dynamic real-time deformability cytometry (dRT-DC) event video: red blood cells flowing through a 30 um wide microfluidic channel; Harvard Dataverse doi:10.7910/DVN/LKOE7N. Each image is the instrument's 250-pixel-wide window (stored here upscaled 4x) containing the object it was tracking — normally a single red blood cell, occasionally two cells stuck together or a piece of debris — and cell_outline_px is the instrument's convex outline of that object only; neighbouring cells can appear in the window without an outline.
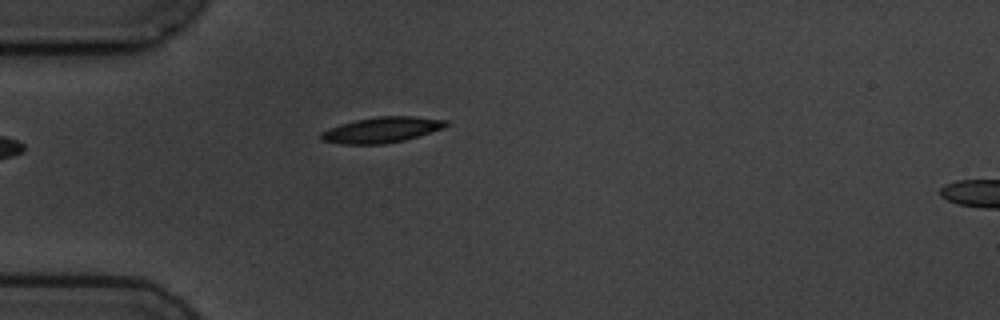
{"species": "common noctule bat (a hibernating species)", "species_latin": "Nyctalus noctula", "temperature_condition": "cold", "stored_images_in_passage": 5, "segment_of_instrument_passage": [1, 2], "camera_frame_rate_fps": 3000, "um_per_image_px": 0.085, "animal": {"sex": "male", "body_mass_g": 19.5, "forearm_length_mm": 54.6}, "frame": {"image": 1, "passage_image": 4, "time_ms": 4.667, "image_size_px": [1000, 320], "cell_outline_px": [[452, 124], [444, 128], [404, 140], [384, 144], [344, 144], [320, 140], [320, 132], [328, 128], [340, 124], [356, 120], [376, 116], [412, 116], [448, 120]], "centroid_in_image_um": [32.46, 11.03], "position_along_channel_um": 52.5, "area_um2": 18.79}}